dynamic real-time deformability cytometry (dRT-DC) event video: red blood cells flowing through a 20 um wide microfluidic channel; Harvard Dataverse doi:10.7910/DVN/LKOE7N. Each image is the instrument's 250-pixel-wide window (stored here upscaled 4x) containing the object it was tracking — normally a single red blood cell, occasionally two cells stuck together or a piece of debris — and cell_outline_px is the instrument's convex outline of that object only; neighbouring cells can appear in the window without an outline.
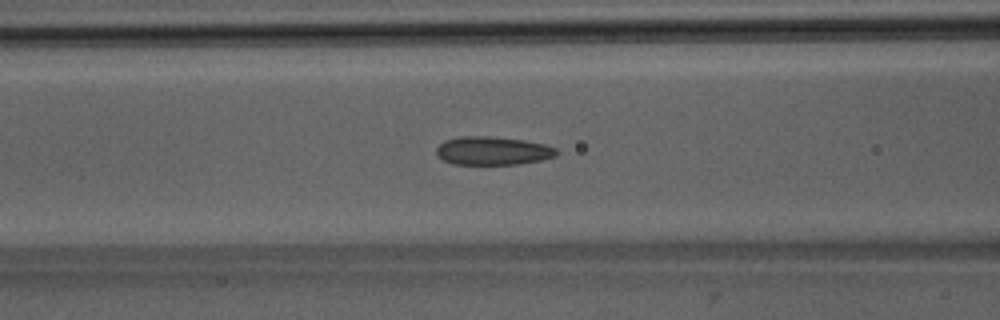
{"species": "Egyptian fruit bat (a non-hibernating species)", "species_latin": "Rousettus aegyptiacus", "temperature_condition": "room temperature", "stored_images_in_passage": 50, "camera_frame_rate_fps": 3000, "um_per_image_px": 0.085, "animal": {"sex": "male"}, "frame": {"image": 1, "passage_image": 20, "time_ms": 6.333, "image_size_px": [1000, 320], "cell_outline_px": [[560, 152], [556, 156], [540, 160], [520, 164], [452, 164], [436, 156], [436, 148], [444, 140], [460, 136], [488, 136], [524, 140], [544, 144], [556, 148]], "centroid_in_image_um": [41.87, 12.81], "position_along_channel_um": 124.7, "area_um2": 20.0}}
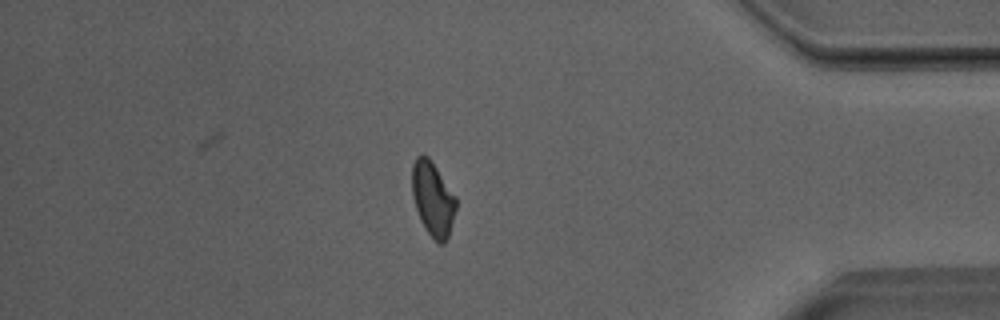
{"frame": {"image": 2, "passage_image": 43, "time_ms": 14.0, "image_size_px": [1000, 320], "cell_outline_px": [[456, 208], [448, 236], [444, 244], [436, 244], [420, 220], [412, 196], [412, 164], [416, 156], [420, 152], [428, 156], [456, 196]], "centroid_in_image_um": [36.77, 16.88], "position_along_channel_um": 398.4, "area_um2": 19.13}}
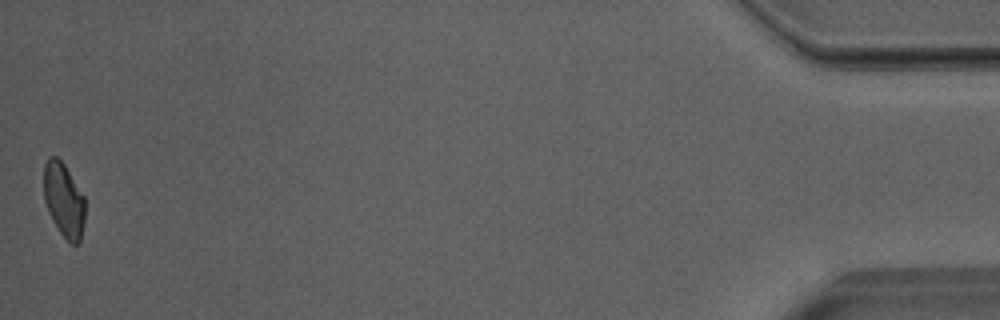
{"frame": {"image": 3, "passage_image": 50, "time_ms": 16.333, "image_size_px": [1000, 320], "cell_outline_px": [[84, 220], [80, 244], [68, 244], [52, 220], [48, 212], [44, 200], [44, 164], [48, 156], [56, 156], [64, 164], [84, 196]], "centroid_in_image_um": [5.41, 17.02], "position_along_channel_um": 429.8, "area_um2": 17.98}, "authors_computed_cell_mechanics": {"area_um2": 19.7387, "velocity_mm_per_s": 4.007, "shape_relaxation_time_tau1_ms": null, "shape_relaxation_time_tau2_ms": 2.0531, "deformation_change_tau1": null, "deformation_change_tau2": 0.084}}